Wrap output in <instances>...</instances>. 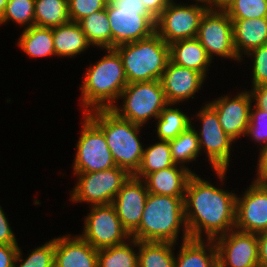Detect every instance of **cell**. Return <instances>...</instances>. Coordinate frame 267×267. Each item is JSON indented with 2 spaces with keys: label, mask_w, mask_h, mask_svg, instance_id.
I'll return each mask as SVG.
<instances>
[{
  "label": "cell",
  "mask_w": 267,
  "mask_h": 267,
  "mask_svg": "<svg viewBox=\"0 0 267 267\" xmlns=\"http://www.w3.org/2000/svg\"><path fill=\"white\" fill-rule=\"evenodd\" d=\"M232 192L214 186L196 173L189 178L184 208L190 238L202 239L205 235L214 240L235 229L237 194Z\"/></svg>",
  "instance_id": "6da1fadb"
},
{
  "label": "cell",
  "mask_w": 267,
  "mask_h": 267,
  "mask_svg": "<svg viewBox=\"0 0 267 267\" xmlns=\"http://www.w3.org/2000/svg\"><path fill=\"white\" fill-rule=\"evenodd\" d=\"M99 61L86 68L81 85V106L87 113L97 109H110L118 103L120 93L128 84L122 59L114 48H106Z\"/></svg>",
  "instance_id": "7a4b0ae2"
},
{
  "label": "cell",
  "mask_w": 267,
  "mask_h": 267,
  "mask_svg": "<svg viewBox=\"0 0 267 267\" xmlns=\"http://www.w3.org/2000/svg\"><path fill=\"white\" fill-rule=\"evenodd\" d=\"M184 199L185 197L149 193L140 225L131 234V238L138 241L179 244V233L183 231L181 240L189 239L190 235L185 222Z\"/></svg>",
  "instance_id": "3957f363"
},
{
  "label": "cell",
  "mask_w": 267,
  "mask_h": 267,
  "mask_svg": "<svg viewBox=\"0 0 267 267\" xmlns=\"http://www.w3.org/2000/svg\"><path fill=\"white\" fill-rule=\"evenodd\" d=\"M85 114L103 131L116 166L134 175L144 152V145L138 137L143 126L118 117L110 109H97Z\"/></svg>",
  "instance_id": "277c9868"
},
{
  "label": "cell",
  "mask_w": 267,
  "mask_h": 267,
  "mask_svg": "<svg viewBox=\"0 0 267 267\" xmlns=\"http://www.w3.org/2000/svg\"><path fill=\"white\" fill-rule=\"evenodd\" d=\"M114 49L122 59L128 83L160 80L170 61V47L156 32Z\"/></svg>",
  "instance_id": "5b68a950"
},
{
  "label": "cell",
  "mask_w": 267,
  "mask_h": 267,
  "mask_svg": "<svg viewBox=\"0 0 267 267\" xmlns=\"http://www.w3.org/2000/svg\"><path fill=\"white\" fill-rule=\"evenodd\" d=\"M106 12L111 26V48L155 33L156 18L141 0H109Z\"/></svg>",
  "instance_id": "8992f818"
},
{
  "label": "cell",
  "mask_w": 267,
  "mask_h": 267,
  "mask_svg": "<svg viewBox=\"0 0 267 267\" xmlns=\"http://www.w3.org/2000/svg\"><path fill=\"white\" fill-rule=\"evenodd\" d=\"M118 100L123 101L122 106L115 104L110 110L118 117L141 126L149 119L156 120L168 104L160 80L128 83Z\"/></svg>",
  "instance_id": "52a82bcc"
},
{
  "label": "cell",
  "mask_w": 267,
  "mask_h": 267,
  "mask_svg": "<svg viewBox=\"0 0 267 267\" xmlns=\"http://www.w3.org/2000/svg\"><path fill=\"white\" fill-rule=\"evenodd\" d=\"M198 110L195 115L201 122L200 130L197 131L200 150L202 155L205 152L208 158L211 169L217 174L221 185L225 181L226 174L229 167L231 148L234 139L222 129L217 112L207 103Z\"/></svg>",
  "instance_id": "ba28073f"
},
{
  "label": "cell",
  "mask_w": 267,
  "mask_h": 267,
  "mask_svg": "<svg viewBox=\"0 0 267 267\" xmlns=\"http://www.w3.org/2000/svg\"><path fill=\"white\" fill-rule=\"evenodd\" d=\"M77 184L70 191V201L91 205L112 204L121 187L131 174L121 167L115 166L103 171L78 173Z\"/></svg>",
  "instance_id": "9c48e42d"
},
{
  "label": "cell",
  "mask_w": 267,
  "mask_h": 267,
  "mask_svg": "<svg viewBox=\"0 0 267 267\" xmlns=\"http://www.w3.org/2000/svg\"><path fill=\"white\" fill-rule=\"evenodd\" d=\"M76 154L74 174L103 171L115 167L103 131L84 113Z\"/></svg>",
  "instance_id": "30bf717a"
},
{
  "label": "cell",
  "mask_w": 267,
  "mask_h": 267,
  "mask_svg": "<svg viewBox=\"0 0 267 267\" xmlns=\"http://www.w3.org/2000/svg\"><path fill=\"white\" fill-rule=\"evenodd\" d=\"M208 9L202 4H181L172 0L156 18L155 32L170 45L179 40L196 38L200 20Z\"/></svg>",
  "instance_id": "8fae6325"
},
{
  "label": "cell",
  "mask_w": 267,
  "mask_h": 267,
  "mask_svg": "<svg viewBox=\"0 0 267 267\" xmlns=\"http://www.w3.org/2000/svg\"><path fill=\"white\" fill-rule=\"evenodd\" d=\"M89 208L79 235L96 250L123 244L131 238L112 204L91 205Z\"/></svg>",
  "instance_id": "7c38bea8"
},
{
  "label": "cell",
  "mask_w": 267,
  "mask_h": 267,
  "mask_svg": "<svg viewBox=\"0 0 267 267\" xmlns=\"http://www.w3.org/2000/svg\"><path fill=\"white\" fill-rule=\"evenodd\" d=\"M196 38L211 59L217 56L242 61L235 52L232 20L223 9L205 11Z\"/></svg>",
  "instance_id": "4fadbf2b"
},
{
  "label": "cell",
  "mask_w": 267,
  "mask_h": 267,
  "mask_svg": "<svg viewBox=\"0 0 267 267\" xmlns=\"http://www.w3.org/2000/svg\"><path fill=\"white\" fill-rule=\"evenodd\" d=\"M214 241L219 267H259L257 234L233 229Z\"/></svg>",
  "instance_id": "5bb4252c"
},
{
  "label": "cell",
  "mask_w": 267,
  "mask_h": 267,
  "mask_svg": "<svg viewBox=\"0 0 267 267\" xmlns=\"http://www.w3.org/2000/svg\"><path fill=\"white\" fill-rule=\"evenodd\" d=\"M235 229L255 234L267 231V184L252 182L244 194L236 196Z\"/></svg>",
  "instance_id": "9a60e30c"
},
{
  "label": "cell",
  "mask_w": 267,
  "mask_h": 267,
  "mask_svg": "<svg viewBox=\"0 0 267 267\" xmlns=\"http://www.w3.org/2000/svg\"><path fill=\"white\" fill-rule=\"evenodd\" d=\"M246 90L240 91L234 98L226 94L207 102L217 112L224 132L235 141L246 135L250 122L253 102L250 92Z\"/></svg>",
  "instance_id": "2e32d148"
},
{
  "label": "cell",
  "mask_w": 267,
  "mask_h": 267,
  "mask_svg": "<svg viewBox=\"0 0 267 267\" xmlns=\"http://www.w3.org/2000/svg\"><path fill=\"white\" fill-rule=\"evenodd\" d=\"M148 194L144 180L131 175L112 202L122 226L130 235L140 225Z\"/></svg>",
  "instance_id": "e0dca14e"
},
{
  "label": "cell",
  "mask_w": 267,
  "mask_h": 267,
  "mask_svg": "<svg viewBox=\"0 0 267 267\" xmlns=\"http://www.w3.org/2000/svg\"><path fill=\"white\" fill-rule=\"evenodd\" d=\"M205 77L198 71L168 62L160 79L168 104L179 105L188 99H194L201 90Z\"/></svg>",
  "instance_id": "ac0fdd59"
},
{
  "label": "cell",
  "mask_w": 267,
  "mask_h": 267,
  "mask_svg": "<svg viewBox=\"0 0 267 267\" xmlns=\"http://www.w3.org/2000/svg\"><path fill=\"white\" fill-rule=\"evenodd\" d=\"M98 250L80 235L55 237L54 267H97Z\"/></svg>",
  "instance_id": "d6986e66"
},
{
  "label": "cell",
  "mask_w": 267,
  "mask_h": 267,
  "mask_svg": "<svg viewBox=\"0 0 267 267\" xmlns=\"http://www.w3.org/2000/svg\"><path fill=\"white\" fill-rule=\"evenodd\" d=\"M193 174L195 172L175 164L174 166L152 172L143 180L149 193L185 197L188 180Z\"/></svg>",
  "instance_id": "ffe728a7"
},
{
  "label": "cell",
  "mask_w": 267,
  "mask_h": 267,
  "mask_svg": "<svg viewBox=\"0 0 267 267\" xmlns=\"http://www.w3.org/2000/svg\"><path fill=\"white\" fill-rule=\"evenodd\" d=\"M181 243L175 257V267H219L214 240L189 238Z\"/></svg>",
  "instance_id": "44dd1931"
},
{
  "label": "cell",
  "mask_w": 267,
  "mask_h": 267,
  "mask_svg": "<svg viewBox=\"0 0 267 267\" xmlns=\"http://www.w3.org/2000/svg\"><path fill=\"white\" fill-rule=\"evenodd\" d=\"M235 52L243 60L254 48L267 44V18L232 20Z\"/></svg>",
  "instance_id": "7402d4cb"
},
{
  "label": "cell",
  "mask_w": 267,
  "mask_h": 267,
  "mask_svg": "<svg viewBox=\"0 0 267 267\" xmlns=\"http://www.w3.org/2000/svg\"><path fill=\"white\" fill-rule=\"evenodd\" d=\"M170 60L184 68L200 72L205 78L212 59L197 38L179 40L171 43Z\"/></svg>",
  "instance_id": "603a6c76"
},
{
  "label": "cell",
  "mask_w": 267,
  "mask_h": 267,
  "mask_svg": "<svg viewBox=\"0 0 267 267\" xmlns=\"http://www.w3.org/2000/svg\"><path fill=\"white\" fill-rule=\"evenodd\" d=\"M53 44L57 56L68 58L80 55L91 45L79 23L72 21L53 27Z\"/></svg>",
  "instance_id": "cb8c5ba5"
},
{
  "label": "cell",
  "mask_w": 267,
  "mask_h": 267,
  "mask_svg": "<svg viewBox=\"0 0 267 267\" xmlns=\"http://www.w3.org/2000/svg\"><path fill=\"white\" fill-rule=\"evenodd\" d=\"M17 46L21 51L32 58H44L55 56L53 44V28L33 25L23 29L18 38Z\"/></svg>",
  "instance_id": "d4e9b609"
},
{
  "label": "cell",
  "mask_w": 267,
  "mask_h": 267,
  "mask_svg": "<svg viewBox=\"0 0 267 267\" xmlns=\"http://www.w3.org/2000/svg\"><path fill=\"white\" fill-rule=\"evenodd\" d=\"M177 244L171 242L138 241V267H175Z\"/></svg>",
  "instance_id": "484cf974"
},
{
  "label": "cell",
  "mask_w": 267,
  "mask_h": 267,
  "mask_svg": "<svg viewBox=\"0 0 267 267\" xmlns=\"http://www.w3.org/2000/svg\"><path fill=\"white\" fill-rule=\"evenodd\" d=\"M174 104H167L156 119L157 137L159 140L169 141L175 139L181 132L185 131L194 120L178 107L172 108Z\"/></svg>",
  "instance_id": "4316f807"
},
{
  "label": "cell",
  "mask_w": 267,
  "mask_h": 267,
  "mask_svg": "<svg viewBox=\"0 0 267 267\" xmlns=\"http://www.w3.org/2000/svg\"><path fill=\"white\" fill-rule=\"evenodd\" d=\"M78 23L91 46L102 51L111 48V26L106 8L84 17Z\"/></svg>",
  "instance_id": "83f0119b"
},
{
  "label": "cell",
  "mask_w": 267,
  "mask_h": 267,
  "mask_svg": "<svg viewBox=\"0 0 267 267\" xmlns=\"http://www.w3.org/2000/svg\"><path fill=\"white\" fill-rule=\"evenodd\" d=\"M128 242V243H127ZM138 240L98 250L97 267H138Z\"/></svg>",
  "instance_id": "f1b7e54d"
},
{
  "label": "cell",
  "mask_w": 267,
  "mask_h": 267,
  "mask_svg": "<svg viewBox=\"0 0 267 267\" xmlns=\"http://www.w3.org/2000/svg\"><path fill=\"white\" fill-rule=\"evenodd\" d=\"M174 165L169 141L158 140L155 144L144 148L141 165L134 176L139 179H144L152 172Z\"/></svg>",
  "instance_id": "f546056e"
},
{
  "label": "cell",
  "mask_w": 267,
  "mask_h": 267,
  "mask_svg": "<svg viewBox=\"0 0 267 267\" xmlns=\"http://www.w3.org/2000/svg\"><path fill=\"white\" fill-rule=\"evenodd\" d=\"M169 146L174 163L189 170L187 163L195 161L201 153L198 135L193 125H190L175 139L169 140Z\"/></svg>",
  "instance_id": "4dcf8cb0"
},
{
  "label": "cell",
  "mask_w": 267,
  "mask_h": 267,
  "mask_svg": "<svg viewBox=\"0 0 267 267\" xmlns=\"http://www.w3.org/2000/svg\"><path fill=\"white\" fill-rule=\"evenodd\" d=\"M68 0H35V25L56 27L70 22Z\"/></svg>",
  "instance_id": "1f68e13d"
},
{
  "label": "cell",
  "mask_w": 267,
  "mask_h": 267,
  "mask_svg": "<svg viewBox=\"0 0 267 267\" xmlns=\"http://www.w3.org/2000/svg\"><path fill=\"white\" fill-rule=\"evenodd\" d=\"M10 21L24 29L35 25V0H8L0 25Z\"/></svg>",
  "instance_id": "d6a6232c"
},
{
  "label": "cell",
  "mask_w": 267,
  "mask_h": 267,
  "mask_svg": "<svg viewBox=\"0 0 267 267\" xmlns=\"http://www.w3.org/2000/svg\"><path fill=\"white\" fill-rule=\"evenodd\" d=\"M223 10L231 20L267 18V0H231Z\"/></svg>",
  "instance_id": "836d02e7"
},
{
  "label": "cell",
  "mask_w": 267,
  "mask_h": 267,
  "mask_svg": "<svg viewBox=\"0 0 267 267\" xmlns=\"http://www.w3.org/2000/svg\"><path fill=\"white\" fill-rule=\"evenodd\" d=\"M54 250L55 238L31 250L26 259H23L22 250L19 247L14 267H54Z\"/></svg>",
  "instance_id": "e575fe53"
},
{
  "label": "cell",
  "mask_w": 267,
  "mask_h": 267,
  "mask_svg": "<svg viewBox=\"0 0 267 267\" xmlns=\"http://www.w3.org/2000/svg\"><path fill=\"white\" fill-rule=\"evenodd\" d=\"M245 136L259 143L260 147L267 145V112L255 105L250 109V122ZM262 143V144H261Z\"/></svg>",
  "instance_id": "d590c367"
},
{
  "label": "cell",
  "mask_w": 267,
  "mask_h": 267,
  "mask_svg": "<svg viewBox=\"0 0 267 267\" xmlns=\"http://www.w3.org/2000/svg\"><path fill=\"white\" fill-rule=\"evenodd\" d=\"M252 59V87L267 84V44L254 48L243 57Z\"/></svg>",
  "instance_id": "8d00e7d4"
},
{
  "label": "cell",
  "mask_w": 267,
  "mask_h": 267,
  "mask_svg": "<svg viewBox=\"0 0 267 267\" xmlns=\"http://www.w3.org/2000/svg\"><path fill=\"white\" fill-rule=\"evenodd\" d=\"M109 0H68V13L72 22L106 8Z\"/></svg>",
  "instance_id": "74e56055"
},
{
  "label": "cell",
  "mask_w": 267,
  "mask_h": 267,
  "mask_svg": "<svg viewBox=\"0 0 267 267\" xmlns=\"http://www.w3.org/2000/svg\"><path fill=\"white\" fill-rule=\"evenodd\" d=\"M5 212L0 205V244L9 245V244H18V241L15 238V233L8 223V218L5 216Z\"/></svg>",
  "instance_id": "f35d334b"
},
{
  "label": "cell",
  "mask_w": 267,
  "mask_h": 267,
  "mask_svg": "<svg viewBox=\"0 0 267 267\" xmlns=\"http://www.w3.org/2000/svg\"><path fill=\"white\" fill-rule=\"evenodd\" d=\"M259 148L258 163H257V173L256 177L253 179L254 183L257 184H267V145Z\"/></svg>",
  "instance_id": "ab89813d"
},
{
  "label": "cell",
  "mask_w": 267,
  "mask_h": 267,
  "mask_svg": "<svg viewBox=\"0 0 267 267\" xmlns=\"http://www.w3.org/2000/svg\"><path fill=\"white\" fill-rule=\"evenodd\" d=\"M18 244H0V267H14Z\"/></svg>",
  "instance_id": "60d3db41"
},
{
  "label": "cell",
  "mask_w": 267,
  "mask_h": 267,
  "mask_svg": "<svg viewBox=\"0 0 267 267\" xmlns=\"http://www.w3.org/2000/svg\"><path fill=\"white\" fill-rule=\"evenodd\" d=\"M249 92L254 103L253 105L267 112V84L252 87Z\"/></svg>",
  "instance_id": "b9f144b4"
},
{
  "label": "cell",
  "mask_w": 267,
  "mask_h": 267,
  "mask_svg": "<svg viewBox=\"0 0 267 267\" xmlns=\"http://www.w3.org/2000/svg\"><path fill=\"white\" fill-rule=\"evenodd\" d=\"M172 0H141L145 8L157 18Z\"/></svg>",
  "instance_id": "7bdbcfd3"
},
{
  "label": "cell",
  "mask_w": 267,
  "mask_h": 267,
  "mask_svg": "<svg viewBox=\"0 0 267 267\" xmlns=\"http://www.w3.org/2000/svg\"><path fill=\"white\" fill-rule=\"evenodd\" d=\"M259 267H267V231L257 234Z\"/></svg>",
  "instance_id": "ee69618b"
},
{
  "label": "cell",
  "mask_w": 267,
  "mask_h": 267,
  "mask_svg": "<svg viewBox=\"0 0 267 267\" xmlns=\"http://www.w3.org/2000/svg\"><path fill=\"white\" fill-rule=\"evenodd\" d=\"M231 0H209V9H224Z\"/></svg>",
  "instance_id": "f6af8a7d"
},
{
  "label": "cell",
  "mask_w": 267,
  "mask_h": 267,
  "mask_svg": "<svg viewBox=\"0 0 267 267\" xmlns=\"http://www.w3.org/2000/svg\"><path fill=\"white\" fill-rule=\"evenodd\" d=\"M7 3H8V0H0V19L2 18L5 12Z\"/></svg>",
  "instance_id": "bcb514c9"
},
{
  "label": "cell",
  "mask_w": 267,
  "mask_h": 267,
  "mask_svg": "<svg viewBox=\"0 0 267 267\" xmlns=\"http://www.w3.org/2000/svg\"><path fill=\"white\" fill-rule=\"evenodd\" d=\"M196 1L198 4H202L204 6H207L209 8V0H193Z\"/></svg>",
  "instance_id": "7dc6e473"
}]
</instances>
